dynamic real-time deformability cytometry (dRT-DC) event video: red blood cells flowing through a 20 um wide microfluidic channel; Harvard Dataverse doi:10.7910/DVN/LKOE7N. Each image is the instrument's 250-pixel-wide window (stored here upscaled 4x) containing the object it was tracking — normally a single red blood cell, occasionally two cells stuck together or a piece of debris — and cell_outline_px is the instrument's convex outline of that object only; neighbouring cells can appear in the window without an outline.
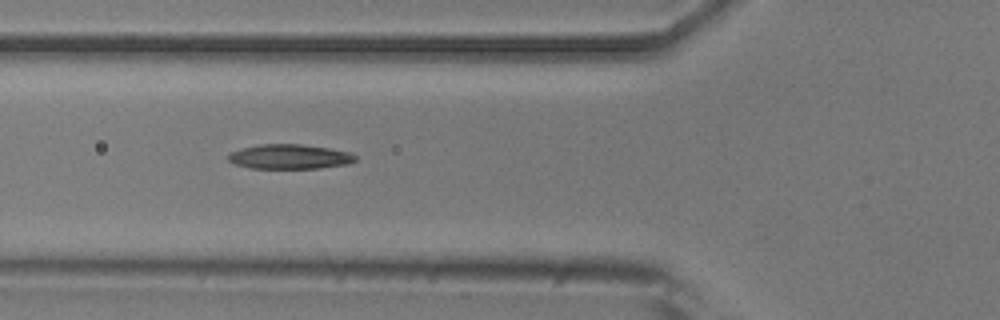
{"species": "common noctule bat (a hibernating species)", "species_latin": "Nyctalus noctula", "temperature_condition": "room temperature", "stored_images_in_passage": 6, "camera_frame_rate_fps": 3000, "um_per_image_px": 0.085, "animal": {"sex": "male", "body_mass_g": 20.5, "forearm_length_mm": 52.5}, "frame": {"image": 1, "passage_image": 5, "time_ms": 4.333, "image_size_px": [1000, 320], "cell_outline_px": [[356, 160], [348, 164], [320, 168], [248, 168], [236, 164], [228, 160], [228, 156], [232, 152], [244, 148], [260, 144], [300, 144], [328, 148], [352, 152], [356, 156]], "centroid_in_image_um": [24.66, 13.32], "position_along_channel_um": 101.1, "area_um2": 18.15}}
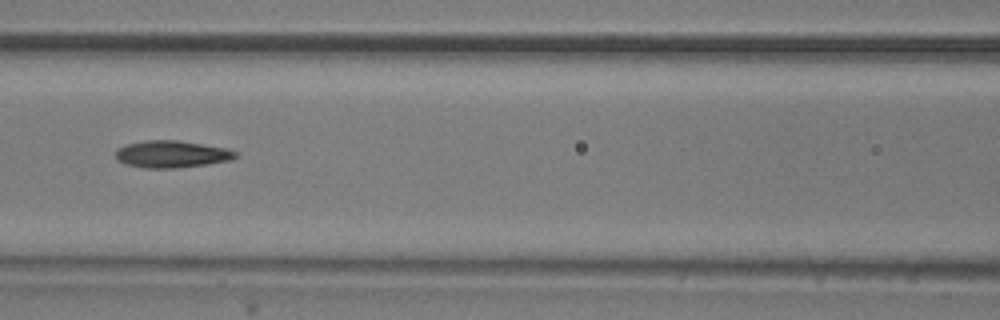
{"frame": {"image": 2, "passage_image": 6, "time_ms": 5.667, "image_size_px": [1000, 320], "cell_outline_px": [[240, 156], [232, 160], [176, 168], [144, 168], [128, 164], [116, 160], [116, 152], [120, 148], [128, 144], [144, 140], [176, 140], [228, 148], [236, 152]], "centroid_in_image_um": [14.64, 13.1], "position_along_channel_um": 152.0, "area_um2": 18.79}}